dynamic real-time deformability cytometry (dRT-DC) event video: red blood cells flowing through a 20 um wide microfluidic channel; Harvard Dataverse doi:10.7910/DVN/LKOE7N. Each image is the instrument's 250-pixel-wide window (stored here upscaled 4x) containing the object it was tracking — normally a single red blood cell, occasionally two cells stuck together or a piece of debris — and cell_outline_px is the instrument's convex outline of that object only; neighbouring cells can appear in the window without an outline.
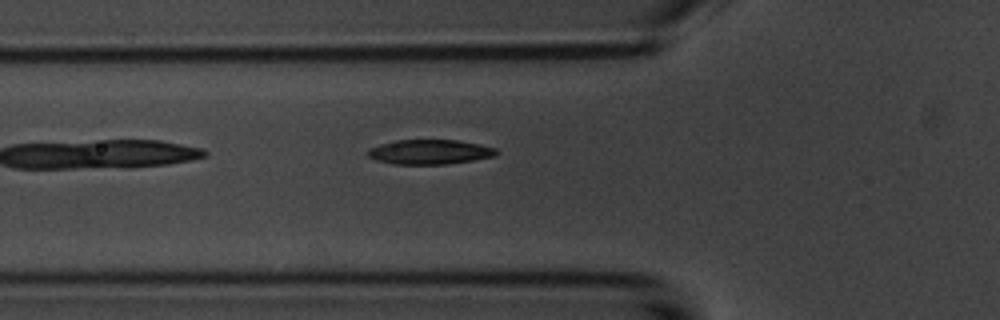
{"species": "common noctule bat (a hibernating species)", "species_latin": "Nyctalus noctula", "temperature_condition": "room temperature", "stored_images_in_passage": 6, "camera_frame_rate_fps": 3000, "um_per_image_px": 0.085, "animal": {"sex": "male", "body_mass_g": 20.1, "forearm_length_mm": 53.5}, "frame": {"image": 1, "passage_image": 6, "time_ms": 6.0, "image_size_px": [1000, 320], "cell_outline_px": [[500, 152], [496, 156], [448, 164], [392, 164], [376, 160], [368, 156], [368, 148], [392, 140], [456, 140], [480, 144], [496, 148]], "centroid_in_image_um": [36.53, 12.91], "position_along_channel_um": 89.3, "area_um2": 18.61}}